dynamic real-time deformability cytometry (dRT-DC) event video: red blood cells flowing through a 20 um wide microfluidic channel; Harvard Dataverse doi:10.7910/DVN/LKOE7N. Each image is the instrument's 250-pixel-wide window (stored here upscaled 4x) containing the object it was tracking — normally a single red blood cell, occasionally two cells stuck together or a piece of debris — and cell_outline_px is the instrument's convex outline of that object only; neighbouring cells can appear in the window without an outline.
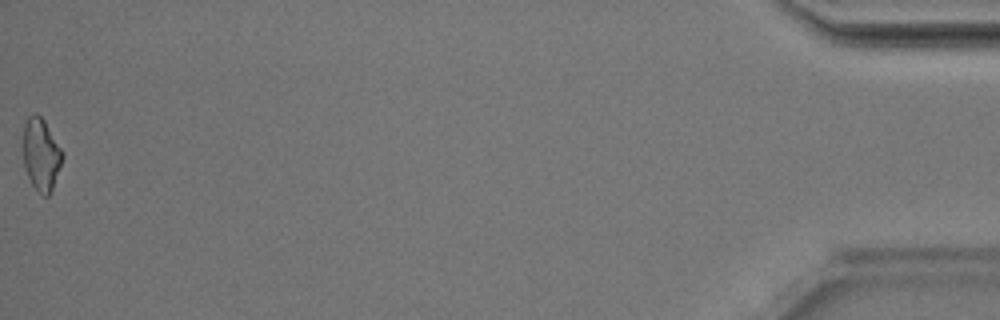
{"species": "Egyptian fruit bat (a non-hibernating species)", "species_latin": "Rousettus aegyptiacus", "temperature_condition": "room temperature", "stored_images_in_passage": 46, "camera_frame_rate_fps": 3000, "um_per_image_px": 0.085, "animal": {"sex": "male"}, "frame": {"image": 1, "passage_image": 46, "time_ms": 15.0, "image_size_px": [1000, 320], "cell_outline_px": [[64, 156], [52, 188], [48, 196], [44, 196], [32, 184], [28, 176], [24, 164], [24, 124], [28, 116], [32, 112], [36, 112], [44, 120], [64, 152]], "centroid_in_image_um": [3.51, 13.08], "position_along_channel_um": 431.7, "area_um2": 16.36}, "authors_computed_cell_mechanics": {"area_um2": 17.4556, "velocity_mm_per_s": 4.235, "shape_relaxation_time_tau1_ms": 7.6318, "shape_relaxation_time_tau2_ms": 3.9323, "deformation_change_tau1": 0.207, "deformation_change_tau2": 0.1184}}